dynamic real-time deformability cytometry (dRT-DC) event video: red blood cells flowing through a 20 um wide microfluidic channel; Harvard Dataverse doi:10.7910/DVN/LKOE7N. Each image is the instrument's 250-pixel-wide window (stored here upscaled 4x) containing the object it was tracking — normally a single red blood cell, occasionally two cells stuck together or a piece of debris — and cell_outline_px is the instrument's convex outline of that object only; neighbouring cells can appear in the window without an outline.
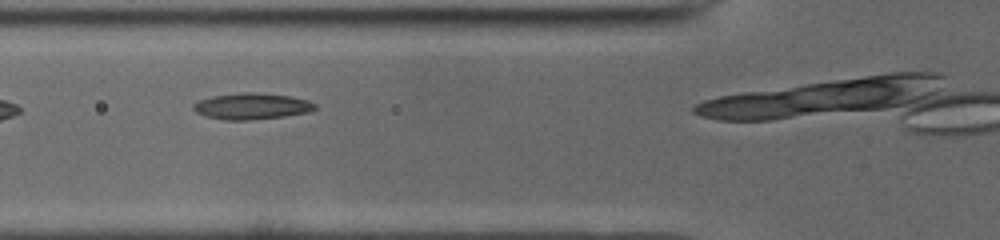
{"species": "common noctule bat (a hibernating species)", "species_latin": "Nyctalus noctula", "temperature_condition": "cold", "stored_images_in_passage": 13, "camera_frame_rate_fps": 3000, "um_per_image_px": 0.085, "animal": {"sex": "male", "body_mass_g": 19.0, "forearm_length_mm": 50.8}, "frame": {"image": 1, "passage_image": 3, "time_ms": 0.667, "image_size_px": [1000, 240], "cell_outline_px": [[316, 108], [308, 112], [284, 116], [248, 120], [224, 120], [208, 116], [196, 112], [192, 108], [192, 104], [200, 100], [212, 96], [240, 92], [252, 92], [292, 96], [308, 100], [316, 104]], "centroid_in_image_um": [21.4, 9.02], "position_along_channel_um": 104.4, "area_um2": 18.55}}
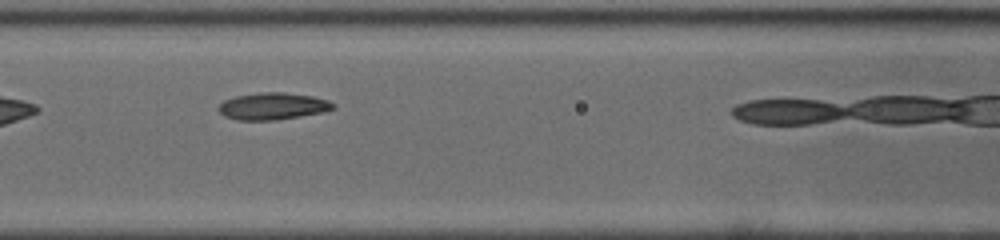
{"frame": {"image": 2, "passage_image": 6, "time_ms": 1.667, "image_size_px": [1000, 240], "cell_outline_px": [[336, 108], [324, 112], [276, 120], [240, 120], [224, 116], [220, 112], [220, 104], [224, 100], [236, 96], [260, 92], [284, 92], [312, 96], [328, 100], [336, 104]], "centroid_in_image_um": [23.23, 9.02], "position_along_channel_um": 143.4, "area_um2": 17.98}}